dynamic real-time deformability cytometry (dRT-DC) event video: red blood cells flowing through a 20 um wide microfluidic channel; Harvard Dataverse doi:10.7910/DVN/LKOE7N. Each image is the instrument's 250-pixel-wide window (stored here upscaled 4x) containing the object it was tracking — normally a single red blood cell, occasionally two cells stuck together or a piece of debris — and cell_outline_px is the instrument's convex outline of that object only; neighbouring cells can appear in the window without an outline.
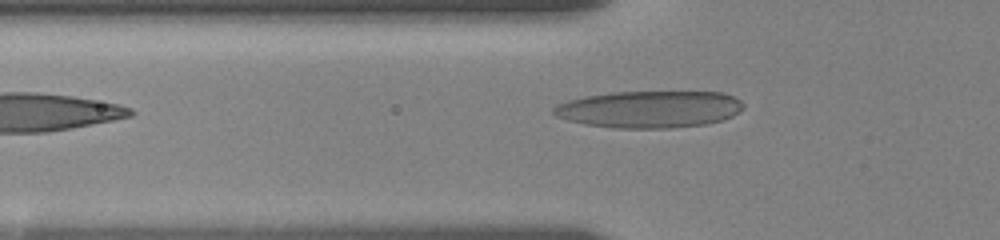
{"species": "human", "species_latin": "Homo sapiens", "temperature_condition": "room temperature", "stored_images_in_passage": 5, "camera_frame_rate_fps": 3000, "um_per_image_px": 0.085, "donor": {"sex": "female"}, "frame": {"image": 1, "passage_image": 5, "time_ms": 2.0, "image_size_px": [1000, 240], "cell_outline_px": [[744, 108], [740, 112], [724, 120], [704, 124], [672, 128], [612, 128], [584, 124], [568, 120], [556, 116], [552, 112], [552, 108], [556, 104], [568, 100], [584, 96], [612, 92], [724, 92], [740, 100], [744, 104]], "centroid_in_image_um": [55.2, 9.29], "position_along_channel_um": 70.6, "area_um2": 41.21}}